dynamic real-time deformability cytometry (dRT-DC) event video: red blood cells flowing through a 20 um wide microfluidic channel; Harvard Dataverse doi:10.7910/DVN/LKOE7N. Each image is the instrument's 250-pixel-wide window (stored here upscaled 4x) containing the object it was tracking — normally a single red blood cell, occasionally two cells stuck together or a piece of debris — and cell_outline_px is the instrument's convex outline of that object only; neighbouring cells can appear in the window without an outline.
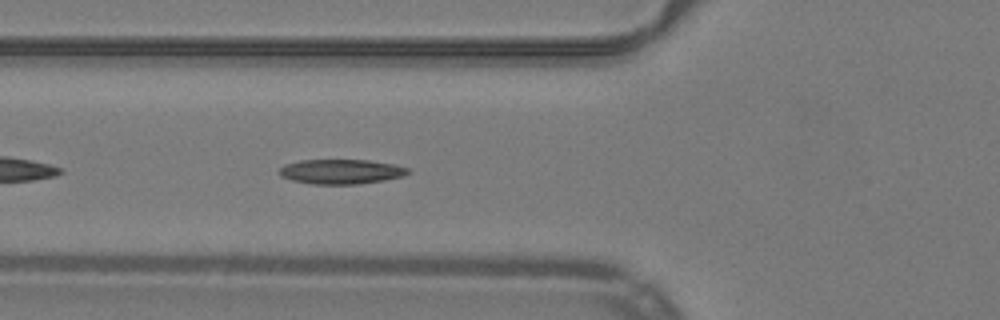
{"species": "common noctule bat (a hibernating species)", "species_latin": "Nyctalus noctula", "temperature_condition": "warm", "stored_images_in_passage": 33, "camera_frame_rate_fps": 3000, "um_per_image_px": 0.085, "animal": {"sex": "male", "body_mass_g": 19.2, "forearm_length_mm": 51.8}, "frame": {"image": 1, "passage_image": 5, "time_ms": 1.333, "image_size_px": [1000, 320], "cell_outline_px": [[408, 172], [404, 176], [384, 180], [360, 184], [312, 184], [292, 180], [280, 176], [280, 168], [284, 164], [300, 160], [368, 160], [392, 164], [408, 168]], "centroid_in_image_um": [28.97, 14.59], "position_along_channel_um": 96.8, "area_um2": 18.44}}
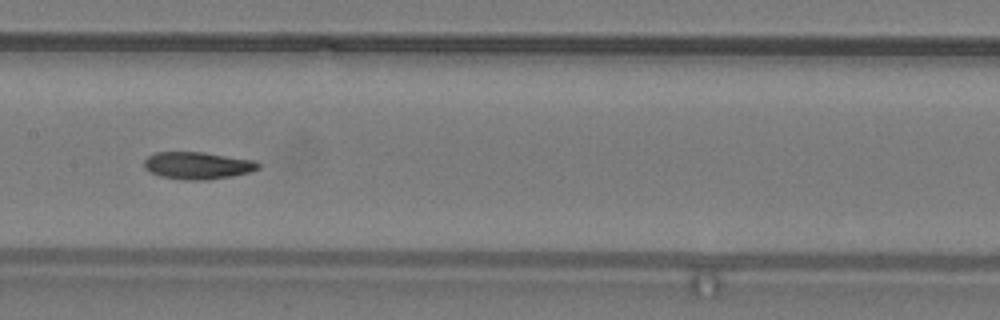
{"frame": {"image": 2, "passage_image": 12, "time_ms": 3.667, "image_size_px": [1000, 320], "cell_outline_px": [[260, 168], [248, 172], [232, 176], [208, 180], [184, 180], [160, 176], [144, 168], [144, 160], [148, 156], [156, 152], [200, 152], [256, 160], [260, 164]], "centroid_in_image_um": [16.8, 14.07], "position_along_channel_um": 190.6, "area_um2": 18.09}}
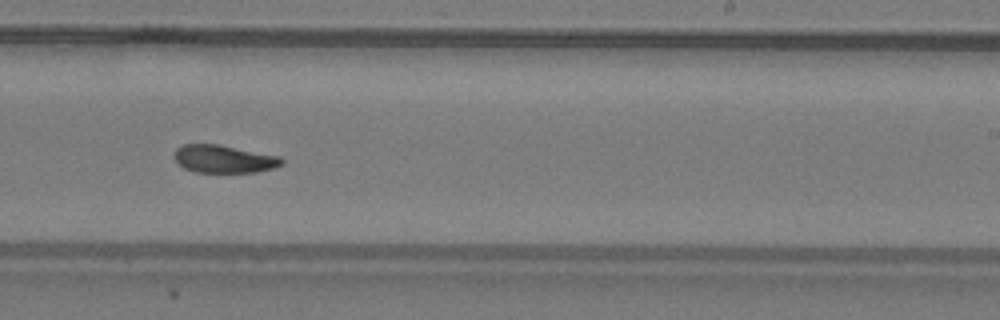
{"frame": {"image": 3, "passage_image": 18, "time_ms": 5.667, "image_size_px": [1000, 320], "cell_outline_px": [[284, 164], [272, 168], [256, 172], [196, 172], [184, 168], [172, 156], [176, 148], [184, 144], [220, 144], [280, 156], [284, 160]], "centroid_in_image_um": [19.04, 13.5], "position_along_channel_um": 270.0, "area_um2": 17.51}, "authors_computed_cell_mechanics": {"area_um2": 18.207, "velocity_mm_per_s": 3.9897, "shape_relaxation_time_tau1_ms": 5.3708, "shape_relaxation_time_tau2_ms": 2.6923, "deformation_change_tau1": 0.1457, "deformation_change_tau2": 0.0761}}